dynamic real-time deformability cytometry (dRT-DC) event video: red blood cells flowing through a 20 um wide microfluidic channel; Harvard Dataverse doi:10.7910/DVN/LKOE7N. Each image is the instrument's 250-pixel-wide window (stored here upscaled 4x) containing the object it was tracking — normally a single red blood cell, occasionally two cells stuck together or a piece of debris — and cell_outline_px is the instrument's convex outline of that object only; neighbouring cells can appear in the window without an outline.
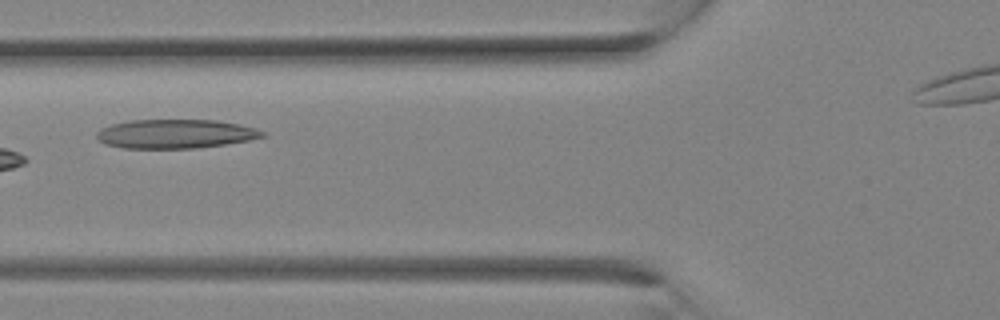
{"species": "Egyptian fruit bat (a non-hibernating species)", "species_latin": "Rousettus aegyptiacus", "temperature_condition": "room temperature", "stored_images_in_passage": 4, "camera_frame_rate_fps": 3000, "um_per_image_px": 0.085, "animal": {"sex": "female"}, "frame": {"image": 1, "passage_image": 3, "time_ms": 2.0, "image_size_px": [1000, 320], "cell_outline_px": [[268, 136], [248, 140], [224, 144], [196, 148], [124, 148], [104, 144], [96, 136], [96, 132], [100, 128], [112, 124], [128, 120], [216, 120], [240, 124], [256, 128], [264, 132]], "centroid_in_image_um": [14.91, 11.37], "position_along_channel_um": 110.9, "area_um2": 28.09}}